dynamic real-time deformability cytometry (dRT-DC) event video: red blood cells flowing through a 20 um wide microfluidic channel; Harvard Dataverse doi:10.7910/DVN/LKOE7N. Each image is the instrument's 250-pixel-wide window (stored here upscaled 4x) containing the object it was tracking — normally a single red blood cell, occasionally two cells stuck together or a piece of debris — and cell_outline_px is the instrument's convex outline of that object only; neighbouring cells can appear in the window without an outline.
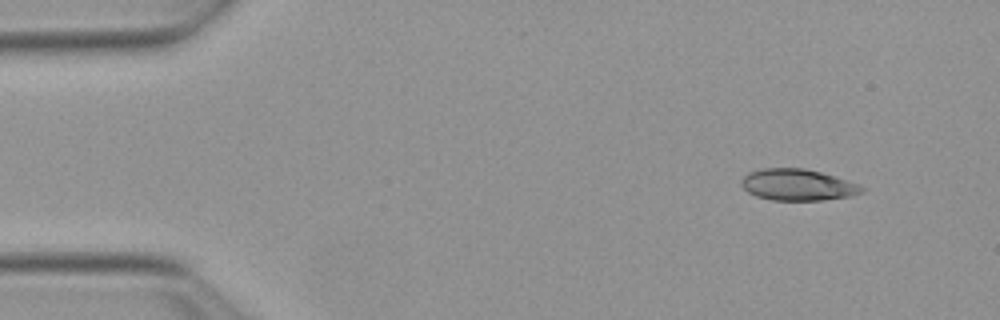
{"species": "Egyptian fruit bat (a non-hibernating species)", "species_latin": "Rousettus aegyptiacus", "temperature_condition": "warm", "stored_images_in_passage": 9, "camera_frame_rate_fps": 3000, "um_per_image_px": 0.085, "animal": {"sex": "female"}, "frame": {"image": 1, "passage_image": 1, "time_ms": 0.0, "image_size_px": [1000, 320], "cell_outline_px": [[868, 188], [864, 192], [852, 196], [824, 200], [772, 200], [756, 196], [748, 192], [740, 184], [740, 180], [748, 172], [760, 168], [804, 168], [836, 176], [860, 184]], "centroid_in_image_um": [67.84, 15.71], "position_along_channel_um": 17.2, "area_um2": 22.43}}